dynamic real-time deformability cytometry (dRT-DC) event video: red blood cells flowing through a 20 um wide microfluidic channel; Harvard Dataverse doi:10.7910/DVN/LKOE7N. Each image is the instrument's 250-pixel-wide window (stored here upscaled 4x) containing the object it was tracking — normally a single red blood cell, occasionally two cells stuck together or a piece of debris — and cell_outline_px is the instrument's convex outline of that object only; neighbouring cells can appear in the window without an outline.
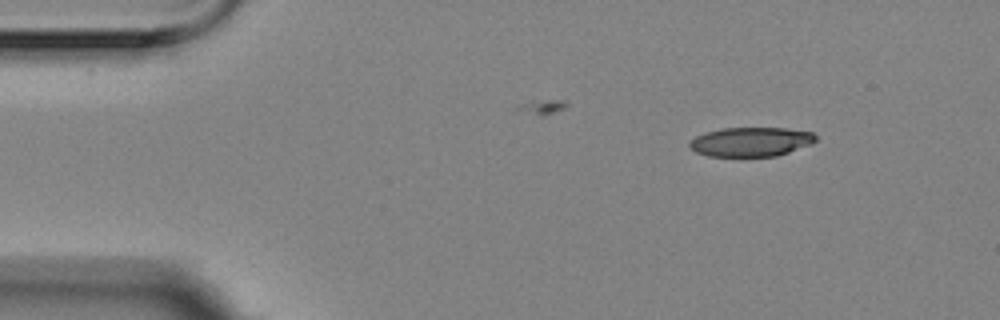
{"species": "Egyptian fruit bat (a non-hibernating species)", "species_latin": "Rousettus aegyptiacus", "temperature_condition": "room temperature", "stored_images_in_passage": 7, "camera_frame_rate_fps": 3000, "um_per_image_px": 0.085, "animal": {"sex": "female"}, "frame": {"image": 1, "passage_image": 1, "time_ms": 0.0, "image_size_px": [1000, 320], "cell_outline_px": [[816, 140], [812, 144], [776, 156], [708, 156], [696, 152], [688, 144], [688, 140], [696, 136], [720, 128], [784, 128], [812, 132], [816, 136]], "centroid_in_image_um": [63.82, 12.05], "position_along_channel_um": 21.2, "area_um2": 21.44}}
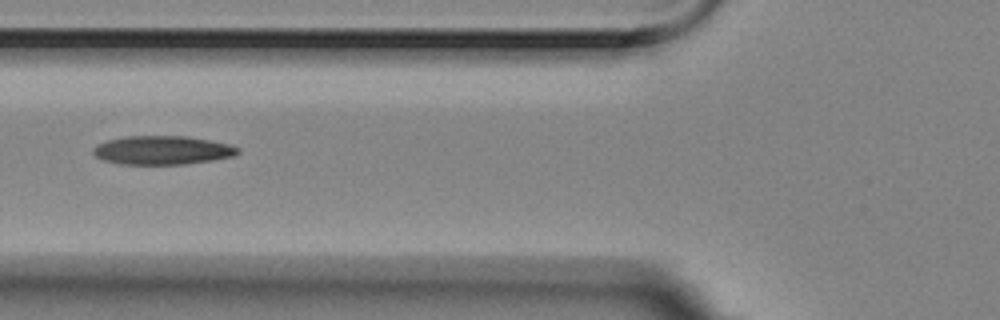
{"frame": {"image": 2, "passage_image": 5, "time_ms": 1.333, "image_size_px": [1000, 320], "cell_outline_px": [[240, 152], [232, 156], [212, 160], [184, 164], [120, 164], [104, 160], [96, 156], [92, 152], [92, 148], [96, 144], [108, 140], [128, 136], [188, 136], [228, 144], [240, 148]], "centroid_in_image_um": [13.78, 12.76], "position_along_channel_um": 112.0, "area_um2": 24.1}}
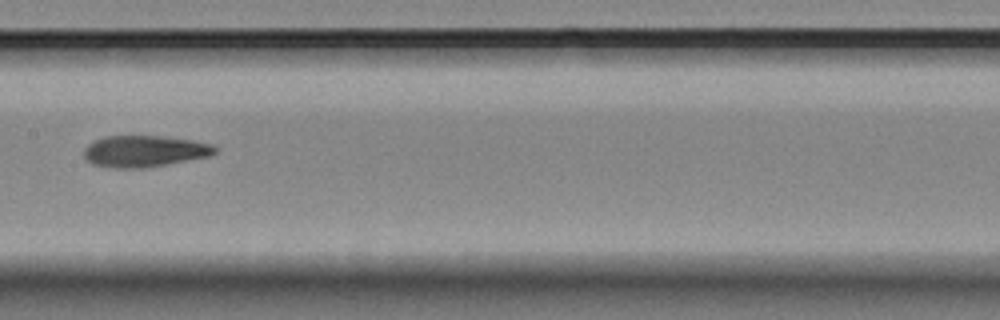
{"frame": {"image": 3, "passage_image": 7, "time_ms": 2.0, "image_size_px": [1000, 320], "cell_outline_px": [[220, 148], [212, 156], [140, 168], [116, 168], [92, 164], [84, 156], [84, 148], [88, 144], [104, 136], [160, 136], [192, 140], [212, 144]], "centroid_in_image_um": [12.31, 12.84], "position_along_channel_um": 195.1, "area_um2": 23.93}}